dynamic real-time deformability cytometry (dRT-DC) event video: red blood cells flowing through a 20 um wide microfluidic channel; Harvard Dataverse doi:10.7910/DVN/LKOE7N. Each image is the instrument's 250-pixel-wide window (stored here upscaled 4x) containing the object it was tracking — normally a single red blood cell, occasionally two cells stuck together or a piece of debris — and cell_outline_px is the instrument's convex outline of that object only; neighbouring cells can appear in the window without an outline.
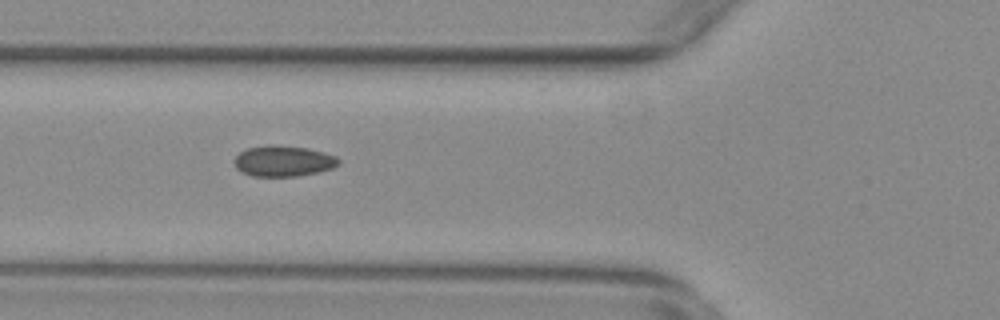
{"species": "common noctule bat (a hibernating species)", "species_latin": "Nyctalus noctula", "temperature_condition": "warm", "stored_images_in_passage": 43, "camera_frame_rate_fps": 3000, "um_per_image_px": 0.085, "animal": {"sex": "female", "body_mass_g": 29.2, "forearm_length_mm": 56.3}, "frame": {"image": 1, "passage_image": 8, "time_ms": 2.333, "image_size_px": [1000, 320], "cell_outline_px": [[340, 164], [332, 168], [320, 172], [296, 176], [252, 176], [240, 172], [236, 168], [236, 156], [240, 152], [248, 148], [272, 144], [308, 148], [324, 152], [336, 156], [340, 160]], "centroid_in_image_um": [24.12, 13.69], "position_along_channel_um": 101.7, "area_um2": 18.79}}
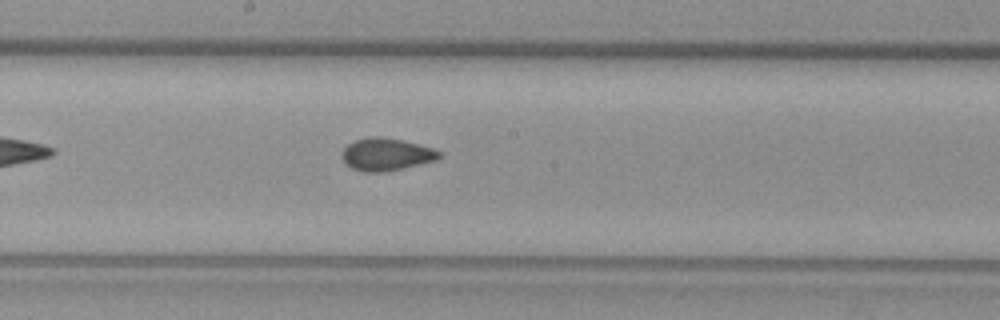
{"frame": {"image": 2, "passage_image": 17, "time_ms": 5.333, "image_size_px": [1000, 320], "cell_outline_px": [[440, 156], [436, 160], [384, 172], [364, 172], [352, 168], [340, 156], [340, 152], [348, 144], [356, 140], [372, 136], [384, 136], [404, 140], [436, 148], [440, 152]], "centroid_in_image_um": [32.83, 13.1], "position_along_channel_um": 215.4, "area_um2": 18.5}}
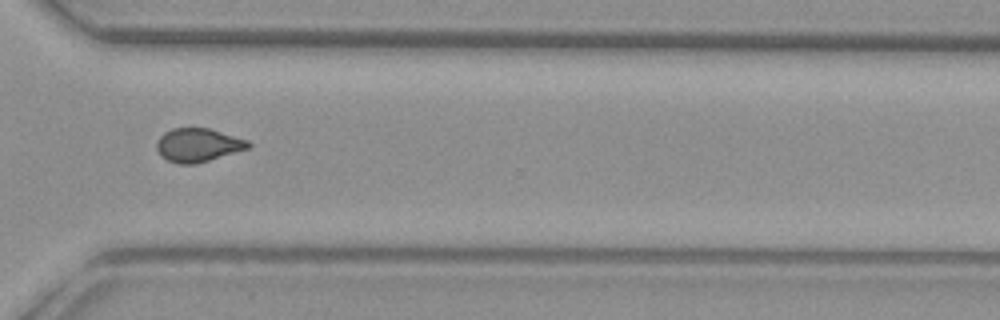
{"frame": {"image": 3, "passage_image": 28, "time_ms": 9.0, "image_size_px": [1000, 320], "cell_outline_px": [[252, 144], [248, 148], [196, 164], [180, 164], [168, 160], [160, 156], [156, 148], [156, 140], [164, 132], [172, 128], [208, 128], [248, 140]], "centroid_in_image_um": [16.79, 12.32], "position_along_channel_um": 353.8, "area_um2": 17.86}, "authors_computed_cell_mechanics": {"area_um2": 18.1492, "velocity_mm_per_s": 3.7745, "shape_relaxation_time_tau1_ms": null, "shape_relaxation_time_tau2_ms": 1.3537, "deformation_change_tau1": null, "deformation_change_tau2": 0.055}}